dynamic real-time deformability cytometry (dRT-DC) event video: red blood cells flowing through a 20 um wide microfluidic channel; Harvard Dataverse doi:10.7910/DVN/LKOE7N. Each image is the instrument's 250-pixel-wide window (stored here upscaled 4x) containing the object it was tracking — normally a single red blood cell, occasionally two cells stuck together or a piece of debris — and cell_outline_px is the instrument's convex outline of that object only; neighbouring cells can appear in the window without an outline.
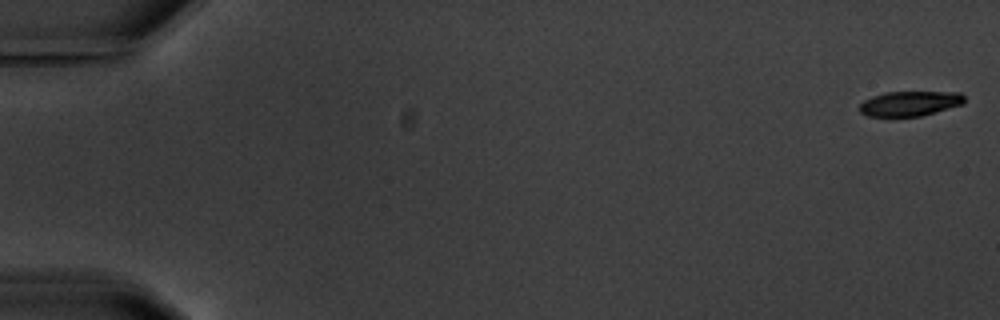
{"species": "common noctule bat (a hibernating species)", "species_latin": "Nyctalus noctula", "temperature_condition": "warm", "stored_images_in_passage": 14, "camera_frame_rate_fps": 3000, "um_per_image_px": 0.085, "animal": {"sex": "male", "body_mass_g": 20.1, "forearm_length_mm": 53.5}, "frame": {"image": 1, "passage_image": 1, "time_ms": 0.0, "image_size_px": [1000, 320], "cell_outline_px": [[964, 104], [936, 112], [920, 116], [868, 116], [860, 112], [860, 104], [864, 100], [872, 96], [884, 92], [960, 92], [964, 96]], "centroid_in_image_um": [77.35, 8.79], "position_along_channel_um": 7.7, "area_um2": 15.2}}
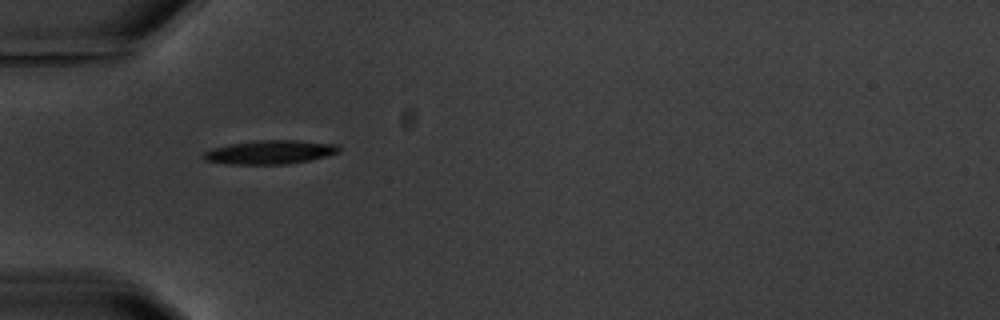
{"frame": {"image": 2, "passage_image": 5, "time_ms": 6.0, "image_size_px": [1000, 320], "cell_outline_px": [[340, 152], [308, 160], [288, 164], [228, 164], [204, 160], [200, 156], [204, 152], [212, 148], [228, 144], [256, 140], [296, 140], [340, 144]], "centroid_in_image_um": [22.93, 12.92], "position_along_channel_um": 62.1, "area_um2": 18.9}}
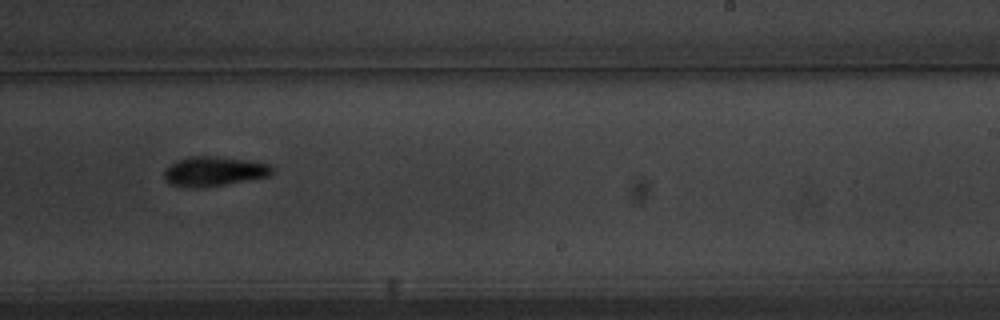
{"frame": {"image": 3, "passage_image": 10, "time_ms": 12.0, "image_size_px": [1000, 320], "cell_outline_px": [[272, 172], [268, 176], [204, 188], [184, 188], [172, 184], [164, 180], [164, 172], [176, 160], [188, 156], [216, 156], [248, 160], [268, 164], [272, 168]], "centroid_in_image_um": [18.14, 14.57], "position_along_channel_um": 270.9, "area_um2": 18.61}, "authors_computed_cell_mechanics": {"area_um2": 17.8024, "velocity_mm_per_s": 3.5204, "shape_relaxation_time_tau1_ms": 2.8221, "shape_relaxation_time_tau2_ms": 5.5202, "deformation_change_tau1": 0.1082, "deformation_change_tau2": 0.1085}}